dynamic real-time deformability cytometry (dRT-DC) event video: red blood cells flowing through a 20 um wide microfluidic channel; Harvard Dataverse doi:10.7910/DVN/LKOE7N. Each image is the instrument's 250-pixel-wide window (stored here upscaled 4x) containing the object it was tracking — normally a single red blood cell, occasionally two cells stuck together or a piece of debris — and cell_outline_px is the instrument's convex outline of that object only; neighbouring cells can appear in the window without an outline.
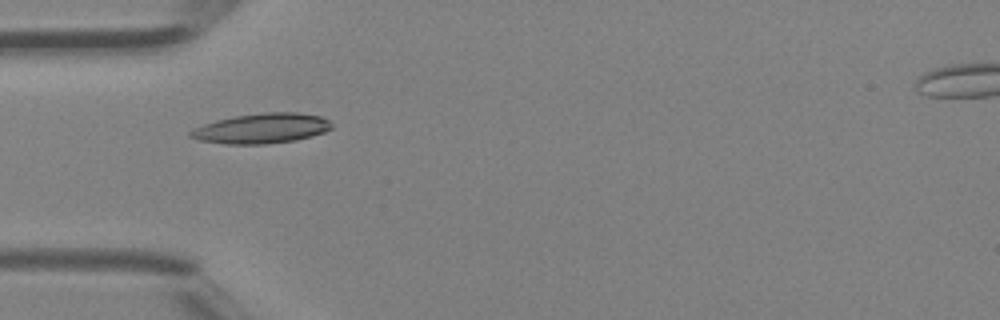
{"species": "Egyptian fruit bat (a non-hibernating species)", "species_latin": "Rousettus aegyptiacus", "temperature_condition": "room temperature", "stored_images_in_passage": 4, "camera_frame_rate_fps": 3000, "um_per_image_px": 0.085, "animal": {"sex": "female"}, "frame": {"image": 1, "passage_image": 4, "time_ms": 1.0, "image_size_px": [1000, 320], "cell_outline_px": [[332, 128], [324, 132], [312, 136], [296, 140], [268, 144], [224, 144], [200, 140], [188, 136], [188, 132], [204, 124], [216, 120], [236, 116], [264, 112], [296, 112], [320, 116], [328, 120], [332, 124]], "centroid_in_image_um": [22.25, 10.92], "position_along_channel_um": 62.7, "area_um2": 24.68}}